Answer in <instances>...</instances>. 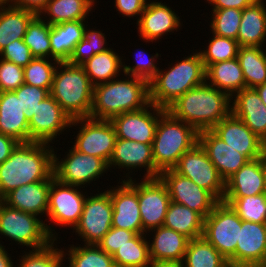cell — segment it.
<instances>
[{"label":"cell","instance_id":"44dd1931","mask_svg":"<svg viewBox=\"0 0 266 267\" xmlns=\"http://www.w3.org/2000/svg\"><path fill=\"white\" fill-rule=\"evenodd\" d=\"M212 131L249 160L260 158L264 153L265 142L232 113L222 119Z\"/></svg>","mask_w":266,"mask_h":267},{"label":"cell","instance_id":"d6986e66","mask_svg":"<svg viewBox=\"0 0 266 267\" xmlns=\"http://www.w3.org/2000/svg\"><path fill=\"white\" fill-rule=\"evenodd\" d=\"M167 110L150 103L143 109L114 116L113 123L117 138L152 144L159 118Z\"/></svg>","mask_w":266,"mask_h":267},{"label":"cell","instance_id":"74e56055","mask_svg":"<svg viewBox=\"0 0 266 267\" xmlns=\"http://www.w3.org/2000/svg\"><path fill=\"white\" fill-rule=\"evenodd\" d=\"M227 259L203 236L189 241L183 267H226Z\"/></svg>","mask_w":266,"mask_h":267},{"label":"cell","instance_id":"f907efd6","mask_svg":"<svg viewBox=\"0 0 266 267\" xmlns=\"http://www.w3.org/2000/svg\"><path fill=\"white\" fill-rule=\"evenodd\" d=\"M136 235V232L127 229L111 227V229L97 243V246L112 256L119 247H122Z\"/></svg>","mask_w":266,"mask_h":267},{"label":"cell","instance_id":"7dc6e473","mask_svg":"<svg viewBox=\"0 0 266 267\" xmlns=\"http://www.w3.org/2000/svg\"><path fill=\"white\" fill-rule=\"evenodd\" d=\"M139 49L135 51V57L133 56V58H135V62L133 61L132 65H130V63L127 65L128 63H125L126 61H124L126 60L124 59L126 57L125 55L123 56V74L127 76L139 77L150 82L159 71L160 65H158L159 61L157 59L159 57L161 58V54L156 52L152 53V55H149L148 52L142 50L141 47ZM145 52L147 53L146 56Z\"/></svg>","mask_w":266,"mask_h":267},{"label":"cell","instance_id":"f6af8a7d","mask_svg":"<svg viewBox=\"0 0 266 267\" xmlns=\"http://www.w3.org/2000/svg\"><path fill=\"white\" fill-rule=\"evenodd\" d=\"M208 17L210 34L236 40L242 18V10L235 8L212 9Z\"/></svg>","mask_w":266,"mask_h":267},{"label":"cell","instance_id":"277c9868","mask_svg":"<svg viewBox=\"0 0 266 267\" xmlns=\"http://www.w3.org/2000/svg\"><path fill=\"white\" fill-rule=\"evenodd\" d=\"M175 60L164 69L159 68L149 82L150 103L167 109L188 90L206 82V68L197 49Z\"/></svg>","mask_w":266,"mask_h":267},{"label":"cell","instance_id":"9a60e30c","mask_svg":"<svg viewBox=\"0 0 266 267\" xmlns=\"http://www.w3.org/2000/svg\"><path fill=\"white\" fill-rule=\"evenodd\" d=\"M159 178L166 185L171 201L185 205L206 218L219 203L207 190L192 180L177 173L174 169L160 172Z\"/></svg>","mask_w":266,"mask_h":267},{"label":"cell","instance_id":"3957f363","mask_svg":"<svg viewBox=\"0 0 266 267\" xmlns=\"http://www.w3.org/2000/svg\"><path fill=\"white\" fill-rule=\"evenodd\" d=\"M149 104V82L123 74L94 86L90 118L111 120L114 116L143 109Z\"/></svg>","mask_w":266,"mask_h":267},{"label":"cell","instance_id":"d6a6232c","mask_svg":"<svg viewBox=\"0 0 266 267\" xmlns=\"http://www.w3.org/2000/svg\"><path fill=\"white\" fill-rule=\"evenodd\" d=\"M206 82L230 97L245 88V79L238 58L211 64L206 69Z\"/></svg>","mask_w":266,"mask_h":267},{"label":"cell","instance_id":"be15d7a7","mask_svg":"<svg viewBox=\"0 0 266 267\" xmlns=\"http://www.w3.org/2000/svg\"><path fill=\"white\" fill-rule=\"evenodd\" d=\"M226 267H240V266H235V265H228Z\"/></svg>","mask_w":266,"mask_h":267},{"label":"cell","instance_id":"7a4b0ae2","mask_svg":"<svg viewBox=\"0 0 266 267\" xmlns=\"http://www.w3.org/2000/svg\"><path fill=\"white\" fill-rule=\"evenodd\" d=\"M166 110L197 132L212 130L231 113V97L205 82L181 95Z\"/></svg>","mask_w":266,"mask_h":267},{"label":"cell","instance_id":"7402d4cb","mask_svg":"<svg viewBox=\"0 0 266 267\" xmlns=\"http://www.w3.org/2000/svg\"><path fill=\"white\" fill-rule=\"evenodd\" d=\"M265 260L266 223L242 220L236 247V266L261 267Z\"/></svg>","mask_w":266,"mask_h":267},{"label":"cell","instance_id":"52a82bcc","mask_svg":"<svg viewBox=\"0 0 266 267\" xmlns=\"http://www.w3.org/2000/svg\"><path fill=\"white\" fill-rule=\"evenodd\" d=\"M87 192L85 188L81 190V187L63 184L56 178L51 181L48 193V211L44 222H47H45V227L53 240L59 239L58 241H60L58 236L60 232L57 233L53 227L55 224L57 227L62 226L61 229L67 226L68 230H73L78 224L85 199L89 194Z\"/></svg>","mask_w":266,"mask_h":267},{"label":"cell","instance_id":"e575fe53","mask_svg":"<svg viewBox=\"0 0 266 267\" xmlns=\"http://www.w3.org/2000/svg\"><path fill=\"white\" fill-rule=\"evenodd\" d=\"M204 217L185 205L170 202L163 226L195 239L203 236Z\"/></svg>","mask_w":266,"mask_h":267},{"label":"cell","instance_id":"e0dca14e","mask_svg":"<svg viewBox=\"0 0 266 267\" xmlns=\"http://www.w3.org/2000/svg\"><path fill=\"white\" fill-rule=\"evenodd\" d=\"M177 13L166 2L149 0L139 20L135 22L139 40L142 39L146 44L160 43L164 36L171 35L174 31L179 32L183 29V22Z\"/></svg>","mask_w":266,"mask_h":267},{"label":"cell","instance_id":"db71d44e","mask_svg":"<svg viewBox=\"0 0 266 267\" xmlns=\"http://www.w3.org/2000/svg\"><path fill=\"white\" fill-rule=\"evenodd\" d=\"M211 9H226L235 8L238 10H243L246 7L251 6L257 0H204Z\"/></svg>","mask_w":266,"mask_h":267},{"label":"cell","instance_id":"6da1fadb","mask_svg":"<svg viewBox=\"0 0 266 267\" xmlns=\"http://www.w3.org/2000/svg\"><path fill=\"white\" fill-rule=\"evenodd\" d=\"M53 146L39 142L16 146L10 157L0 163V200L24 184L48 180L54 174Z\"/></svg>","mask_w":266,"mask_h":267},{"label":"cell","instance_id":"ffe728a7","mask_svg":"<svg viewBox=\"0 0 266 267\" xmlns=\"http://www.w3.org/2000/svg\"><path fill=\"white\" fill-rule=\"evenodd\" d=\"M136 179L118 181L116 186H110L113 205L112 227L143 234Z\"/></svg>","mask_w":266,"mask_h":267},{"label":"cell","instance_id":"ba28073f","mask_svg":"<svg viewBox=\"0 0 266 267\" xmlns=\"http://www.w3.org/2000/svg\"><path fill=\"white\" fill-rule=\"evenodd\" d=\"M0 245L2 239H8L10 244L28 250H37L47 246L53 239L49 236L45 222L38 216L25 213L21 210L11 208L0 200ZM15 241V242H14Z\"/></svg>","mask_w":266,"mask_h":267},{"label":"cell","instance_id":"f1b7e54d","mask_svg":"<svg viewBox=\"0 0 266 267\" xmlns=\"http://www.w3.org/2000/svg\"><path fill=\"white\" fill-rule=\"evenodd\" d=\"M236 40L239 46L266 47V0H257L242 10Z\"/></svg>","mask_w":266,"mask_h":267},{"label":"cell","instance_id":"836d02e7","mask_svg":"<svg viewBox=\"0 0 266 267\" xmlns=\"http://www.w3.org/2000/svg\"><path fill=\"white\" fill-rule=\"evenodd\" d=\"M35 16L32 11L0 3V52L9 43L24 38L28 24Z\"/></svg>","mask_w":266,"mask_h":267},{"label":"cell","instance_id":"91938a15","mask_svg":"<svg viewBox=\"0 0 266 267\" xmlns=\"http://www.w3.org/2000/svg\"><path fill=\"white\" fill-rule=\"evenodd\" d=\"M254 89L257 91V93L259 94L262 102L266 106V82L264 84L256 86Z\"/></svg>","mask_w":266,"mask_h":267},{"label":"cell","instance_id":"f35d334b","mask_svg":"<svg viewBox=\"0 0 266 267\" xmlns=\"http://www.w3.org/2000/svg\"><path fill=\"white\" fill-rule=\"evenodd\" d=\"M115 267H149L152 263L146 234H137L112 255Z\"/></svg>","mask_w":266,"mask_h":267},{"label":"cell","instance_id":"d590c367","mask_svg":"<svg viewBox=\"0 0 266 267\" xmlns=\"http://www.w3.org/2000/svg\"><path fill=\"white\" fill-rule=\"evenodd\" d=\"M75 245L76 243L70 244L67 248L62 246L63 267L67 265L68 267H115L112 256L97 245L79 243L78 246Z\"/></svg>","mask_w":266,"mask_h":267},{"label":"cell","instance_id":"4316f807","mask_svg":"<svg viewBox=\"0 0 266 267\" xmlns=\"http://www.w3.org/2000/svg\"><path fill=\"white\" fill-rule=\"evenodd\" d=\"M266 193L262 156L249 160L225 182L223 198H240Z\"/></svg>","mask_w":266,"mask_h":267},{"label":"cell","instance_id":"ac0fdd59","mask_svg":"<svg viewBox=\"0 0 266 267\" xmlns=\"http://www.w3.org/2000/svg\"><path fill=\"white\" fill-rule=\"evenodd\" d=\"M137 180L143 234H146L152 229L163 226L171 198L166 185L159 177H137Z\"/></svg>","mask_w":266,"mask_h":267},{"label":"cell","instance_id":"9f6ffc18","mask_svg":"<svg viewBox=\"0 0 266 267\" xmlns=\"http://www.w3.org/2000/svg\"><path fill=\"white\" fill-rule=\"evenodd\" d=\"M19 143L15 138L0 133V163L10 157L11 152Z\"/></svg>","mask_w":266,"mask_h":267},{"label":"cell","instance_id":"4dcf8cb0","mask_svg":"<svg viewBox=\"0 0 266 267\" xmlns=\"http://www.w3.org/2000/svg\"><path fill=\"white\" fill-rule=\"evenodd\" d=\"M97 2V0H49L39 16L50 25L88 20L90 14L95 12L94 7H97Z\"/></svg>","mask_w":266,"mask_h":267},{"label":"cell","instance_id":"6f0895ef","mask_svg":"<svg viewBox=\"0 0 266 267\" xmlns=\"http://www.w3.org/2000/svg\"><path fill=\"white\" fill-rule=\"evenodd\" d=\"M10 251L6 246L0 245V267H15L14 259L12 260L14 256H11Z\"/></svg>","mask_w":266,"mask_h":267},{"label":"cell","instance_id":"cb8c5ba5","mask_svg":"<svg viewBox=\"0 0 266 267\" xmlns=\"http://www.w3.org/2000/svg\"><path fill=\"white\" fill-rule=\"evenodd\" d=\"M231 113L266 142V106L254 88H244L231 97Z\"/></svg>","mask_w":266,"mask_h":267},{"label":"cell","instance_id":"d4e9b609","mask_svg":"<svg viewBox=\"0 0 266 267\" xmlns=\"http://www.w3.org/2000/svg\"><path fill=\"white\" fill-rule=\"evenodd\" d=\"M146 237L149 239L152 262H183L189 238L165 226L150 230L146 233Z\"/></svg>","mask_w":266,"mask_h":267},{"label":"cell","instance_id":"816d5d0a","mask_svg":"<svg viewBox=\"0 0 266 267\" xmlns=\"http://www.w3.org/2000/svg\"><path fill=\"white\" fill-rule=\"evenodd\" d=\"M0 58L25 67L33 60V55L23 39H17L9 43L1 52Z\"/></svg>","mask_w":266,"mask_h":267},{"label":"cell","instance_id":"8fae6325","mask_svg":"<svg viewBox=\"0 0 266 267\" xmlns=\"http://www.w3.org/2000/svg\"><path fill=\"white\" fill-rule=\"evenodd\" d=\"M104 191L96 188L91 190L90 196L87 194L84 208L78 224L72 233L80 238L81 244H95L103 238V236L112 227L113 205L110 196V187L107 185ZM102 190L101 192H99ZM93 192H95L93 194Z\"/></svg>","mask_w":266,"mask_h":267},{"label":"cell","instance_id":"4fadbf2b","mask_svg":"<svg viewBox=\"0 0 266 267\" xmlns=\"http://www.w3.org/2000/svg\"><path fill=\"white\" fill-rule=\"evenodd\" d=\"M108 169L112 173L113 171H110L112 169H120V172H124L119 174L121 177H119V181L134 179L135 172L137 174V171L141 172L142 170L144 173H141L144 175L142 176L140 173L141 178H157L160 174V171L154 165L152 144L119 138L116 139L114 151L108 163Z\"/></svg>","mask_w":266,"mask_h":267},{"label":"cell","instance_id":"11a10c76","mask_svg":"<svg viewBox=\"0 0 266 267\" xmlns=\"http://www.w3.org/2000/svg\"><path fill=\"white\" fill-rule=\"evenodd\" d=\"M49 0H10V4L15 7L29 10L39 15L40 12L46 7Z\"/></svg>","mask_w":266,"mask_h":267},{"label":"cell","instance_id":"ab89813d","mask_svg":"<svg viewBox=\"0 0 266 267\" xmlns=\"http://www.w3.org/2000/svg\"><path fill=\"white\" fill-rule=\"evenodd\" d=\"M103 31L104 30L97 29L96 26L93 28V26L87 24L84 32V39L76 44L68 63L72 65H82L95 54L108 49V46H110L108 44L109 42H107L108 39H106L108 35H105Z\"/></svg>","mask_w":266,"mask_h":267},{"label":"cell","instance_id":"60d3db41","mask_svg":"<svg viewBox=\"0 0 266 267\" xmlns=\"http://www.w3.org/2000/svg\"><path fill=\"white\" fill-rule=\"evenodd\" d=\"M58 243L61 244L58 240H53L41 249L20 250L22 253L20 256L18 254L15 267H63L62 247L57 248Z\"/></svg>","mask_w":266,"mask_h":267},{"label":"cell","instance_id":"7bdbcfd3","mask_svg":"<svg viewBox=\"0 0 266 267\" xmlns=\"http://www.w3.org/2000/svg\"><path fill=\"white\" fill-rule=\"evenodd\" d=\"M208 41L209 42L205 44L206 47H204L203 50L200 47L197 50L206 69L216 62L237 58L240 47L237 40L220 37L212 33Z\"/></svg>","mask_w":266,"mask_h":267},{"label":"cell","instance_id":"83f0119b","mask_svg":"<svg viewBox=\"0 0 266 267\" xmlns=\"http://www.w3.org/2000/svg\"><path fill=\"white\" fill-rule=\"evenodd\" d=\"M22 108L20 99L13 91L0 92V133L20 143H29V122Z\"/></svg>","mask_w":266,"mask_h":267},{"label":"cell","instance_id":"8992f818","mask_svg":"<svg viewBox=\"0 0 266 267\" xmlns=\"http://www.w3.org/2000/svg\"><path fill=\"white\" fill-rule=\"evenodd\" d=\"M198 143V132L166 111L157 123L152 143L155 167L162 172L173 169L180 157Z\"/></svg>","mask_w":266,"mask_h":267},{"label":"cell","instance_id":"681fc988","mask_svg":"<svg viewBox=\"0 0 266 267\" xmlns=\"http://www.w3.org/2000/svg\"><path fill=\"white\" fill-rule=\"evenodd\" d=\"M23 84V67L0 58V92L14 91Z\"/></svg>","mask_w":266,"mask_h":267},{"label":"cell","instance_id":"bcb514c9","mask_svg":"<svg viewBox=\"0 0 266 267\" xmlns=\"http://www.w3.org/2000/svg\"><path fill=\"white\" fill-rule=\"evenodd\" d=\"M58 61L49 58H33L23 67L24 83L51 91Z\"/></svg>","mask_w":266,"mask_h":267},{"label":"cell","instance_id":"30bf717a","mask_svg":"<svg viewBox=\"0 0 266 267\" xmlns=\"http://www.w3.org/2000/svg\"><path fill=\"white\" fill-rule=\"evenodd\" d=\"M242 219L225 202H219L204 219L203 237L236 266V247Z\"/></svg>","mask_w":266,"mask_h":267},{"label":"cell","instance_id":"5bb4252c","mask_svg":"<svg viewBox=\"0 0 266 267\" xmlns=\"http://www.w3.org/2000/svg\"><path fill=\"white\" fill-rule=\"evenodd\" d=\"M173 169L209 191L219 202L223 201L225 181L199 142L180 157Z\"/></svg>","mask_w":266,"mask_h":267},{"label":"cell","instance_id":"6125c7cd","mask_svg":"<svg viewBox=\"0 0 266 267\" xmlns=\"http://www.w3.org/2000/svg\"><path fill=\"white\" fill-rule=\"evenodd\" d=\"M10 0H0V3H9Z\"/></svg>","mask_w":266,"mask_h":267},{"label":"cell","instance_id":"1f68e13d","mask_svg":"<svg viewBox=\"0 0 266 267\" xmlns=\"http://www.w3.org/2000/svg\"><path fill=\"white\" fill-rule=\"evenodd\" d=\"M118 52L111 44L104 52L95 54L81 65L94 86L123 75V56Z\"/></svg>","mask_w":266,"mask_h":267},{"label":"cell","instance_id":"ee69618b","mask_svg":"<svg viewBox=\"0 0 266 267\" xmlns=\"http://www.w3.org/2000/svg\"><path fill=\"white\" fill-rule=\"evenodd\" d=\"M243 221L266 223V193L240 198H223Z\"/></svg>","mask_w":266,"mask_h":267},{"label":"cell","instance_id":"7c38bea8","mask_svg":"<svg viewBox=\"0 0 266 267\" xmlns=\"http://www.w3.org/2000/svg\"><path fill=\"white\" fill-rule=\"evenodd\" d=\"M74 126L78 131L73 132L75 140L70 141L72 146L84 154L100 157L108 164L117 139L113 123L110 120L77 118L71 121L70 128L75 130Z\"/></svg>","mask_w":266,"mask_h":267},{"label":"cell","instance_id":"9c48e42d","mask_svg":"<svg viewBox=\"0 0 266 267\" xmlns=\"http://www.w3.org/2000/svg\"><path fill=\"white\" fill-rule=\"evenodd\" d=\"M70 147L67 148V152H64L63 158H61V154L57 153L59 149L55 147L54 176L59 182L66 185L86 187L87 189V186L91 184V190L92 182L97 184L94 181H97L100 177L103 178L105 174L108 175V164L100 157L79 152L72 145Z\"/></svg>","mask_w":266,"mask_h":267},{"label":"cell","instance_id":"2e32d148","mask_svg":"<svg viewBox=\"0 0 266 267\" xmlns=\"http://www.w3.org/2000/svg\"><path fill=\"white\" fill-rule=\"evenodd\" d=\"M71 121L72 119L49 95L38 104L29 121L30 142L55 144L59 141L57 138H61L60 134L65 135V131L70 132Z\"/></svg>","mask_w":266,"mask_h":267},{"label":"cell","instance_id":"f5cc1de1","mask_svg":"<svg viewBox=\"0 0 266 267\" xmlns=\"http://www.w3.org/2000/svg\"><path fill=\"white\" fill-rule=\"evenodd\" d=\"M148 1L149 0H114L113 4L118 15L121 14L122 17L133 18V20L136 19V21H138Z\"/></svg>","mask_w":266,"mask_h":267},{"label":"cell","instance_id":"94428289","mask_svg":"<svg viewBox=\"0 0 266 267\" xmlns=\"http://www.w3.org/2000/svg\"><path fill=\"white\" fill-rule=\"evenodd\" d=\"M262 168H263L265 190H266V153L265 152L262 155Z\"/></svg>","mask_w":266,"mask_h":267},{"label":"cell","instance_id":"b9f144b4","mask_svg":"<svg viewBox=\"0 0 266 267\" xmlns=\"http://www.w3.org/2000/svg\"><path fill=\"white\" fill-rule=\"evenodd\" d=\"M50 24L36 15L28 24L23 41L34 58L51 59Z\"/></svg>","mask_w":266,"mask_h":267},{"label":"cell","instance_id":"8d00e7d4","mask_svg":"<svg viewBox=\"0 0 266 267\" xmlns=\"http://www.w3.org/2000/svg\"><path fill=\"white\" fill-rule=\"evenodd\" d=\"M237 58L245 79V88L266 82V47L240 46Z\"/></svg>","mask_w":266,"mask_h":267},{"label":"cell","instance_id":"603a6c76","mask_svg":"<svg viewBox=\"0 0 266 267\" xmlns=\"http://www.w3.org/2000/svg\"><path fill=\"white\" fill-rule=\"evenodd\" d=\"M198 142L225 182L249 161L244 154L227 145L212 130L198 132Z\"/></svg>","mask_w":266,"mask_h":267},{"label":"cell","instance_id":"f546056e","mask_svg":"<svg viewBox=\"0 0 266 267\" xmlns=\"http://www.w3.org/2000/svg\"><path fill=\"white\" fill-rule=\"evenodd\" d=\"M88 21H68L50 25L51 59L68 62L76 44L84 39Z\"/></svg>","mask_w":266,"mask_h":267},{"label":"cell","instance_id":"5b68a950","mask_svg":"<svg viewBox=\"0 0 266 267\" xmlns=\"http://www.w3.org/2000/svg\"><path fill=\"white\" fill-rule=\"evenodd\" d=\"M94 85L81 65L59 62L50 95L73 120L90 118Z\"/></svg>","mask_w":266,"mask_h":267},{"label":"cell","instance_id":"03108f58","mask_svg":"<svg viewBox=\"0 0 266 267\" xmlns=\"http://www.w3.org/2000/svg\"><path fill=\"white\" fill-rule=\"evenodd\" d=\"M264 152L266 153V142H265V146H264Z\"/></svg>","mask_w":266,"mask_h":267},{"label":"cell","instance_id":"680465c9","mask_svg":"<svg viewBox=\"0 0 266 267\" xmlns=\"http://www.w3.org/2000/svg\"><path fill=\"white\" fill-rule=\"evenodd\" d=\"M149 267H183L179 262H152Z\"/></svg>","mask_w":266,"mask_h":267},{"label":"cell","instance_id":"484cf974","mask_svg":"<svg viewBox=\"0 0 266 267\" xmlns=\"http://www.w3.org/2000/svg\"><path fill=\"white\" fill-rule=\"evenodd\" d=\"M54 178L53 174L48 180L24 184L8 193L2 201L11 208L36 215L43 220V216H47L48 193Z\"/></svg>","mask_w":266,"mask_h":267},{"label":"cell","instance_id":"c3c4849f","mask_svg":"<svg viewBox=\"0 0 266 267\" xmlns=\"http://www.w3.org/2000/svg\"><path fill=\"white\" fill-rule=\"evenodd\" d=\"M18 99H20L23 106L24 115L29 122L34 115V110L38 104L50 95L47 89L31 86L28 84L21 85L18 89L13 91Z\"/></svg>","mask_w":266,"mask_h":267},{"label":"cell","instance_id":"e7e4bbea","mask_svg":"<svg viewBox=\"0 0 266 267\" xmlns=\"http://www.w3.org/2000/svg\"><path fill=\"white\" fill-rule=\"evenodd\" d=\"M261 267H266V260H265L264 264Z\"/></svg>","mask_w":266,"mask_h":267}]
</instances>
